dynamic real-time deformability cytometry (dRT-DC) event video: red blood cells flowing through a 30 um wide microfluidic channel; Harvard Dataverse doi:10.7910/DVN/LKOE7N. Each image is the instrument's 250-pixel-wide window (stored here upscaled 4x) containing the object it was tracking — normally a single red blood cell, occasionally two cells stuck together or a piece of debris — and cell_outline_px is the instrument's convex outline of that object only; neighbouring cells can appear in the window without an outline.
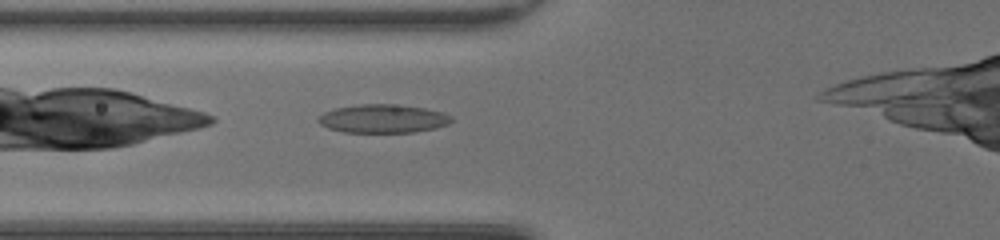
{"species": "common noctule bat (a hibernating species)", "species_latin": "Nyctalus noctula", "temperature_condition": "room temperature", "stored_images_in_passage": 20, "camera_frame_rate_fps": 3000, "um_per_image_px": 0.085, "animal": {"sex": "female", "body_mass_g": 20.0, "forearm_length_mm": 54.0}, "frame": {"image": 1, "passage_image": 3, "time_ms": 0.667, "image_size_px": [1000, 240], "cell_outline_px": [[452, 120], [448, 124], [436, 128], [412, 132], [344, 132], [328, 128], [320, 124], [316, 120], [324, 112], [336, 108], [360, 104], [388, 104], [424, 108], [444, 112], [452, 116]], "centroid_in_image_um": [32.55, 10.09], "position_along_channel_um": 93.2, "area_um2": 21.96}}
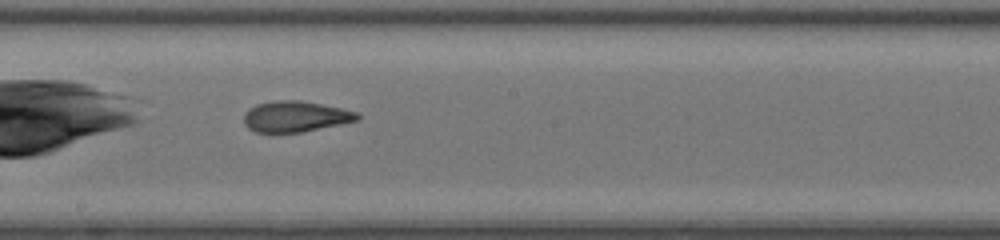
{"frame": {"image": 2, "passage_image": 12, "time_ms": 3.667, "image_size_px": [1000, 240], "cell_outline_px": [[360, 120], [300, 132], [256, 132], [248, 128], [244, 124], [244, 116], [248, 108], [256, 104], [272, 100], [300, 100], [360, 112]], "centroid_in_image_um": [25.11, 9.89], "position_along_channel_um": 223.1, "area_um2": 20.4}}
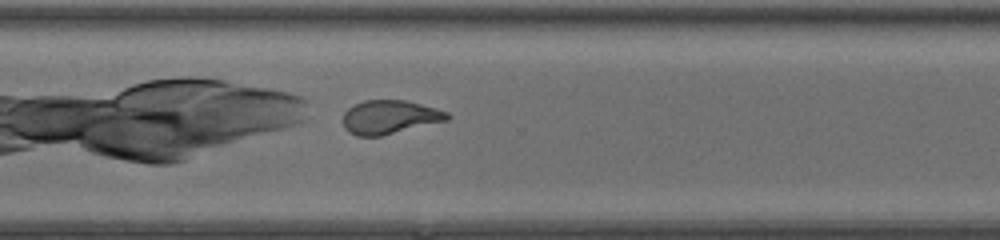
{"frame": {"image": 3, "passage_image": 20, "time_ms": 6.333, "image_size_px": [1000, 240], "cell_outline_px": [[452, 116], [448, 120], [380, 136], [356, 136], [348, 132], [344, 128], [344, 112], [348, 108], [364, 100], [404, 100], [436, 108], [448, 112]], "centroid_in_image_um": [33.13, 9.95], "position_along_channel_um": 337.5, "area_um2": 20.4}}